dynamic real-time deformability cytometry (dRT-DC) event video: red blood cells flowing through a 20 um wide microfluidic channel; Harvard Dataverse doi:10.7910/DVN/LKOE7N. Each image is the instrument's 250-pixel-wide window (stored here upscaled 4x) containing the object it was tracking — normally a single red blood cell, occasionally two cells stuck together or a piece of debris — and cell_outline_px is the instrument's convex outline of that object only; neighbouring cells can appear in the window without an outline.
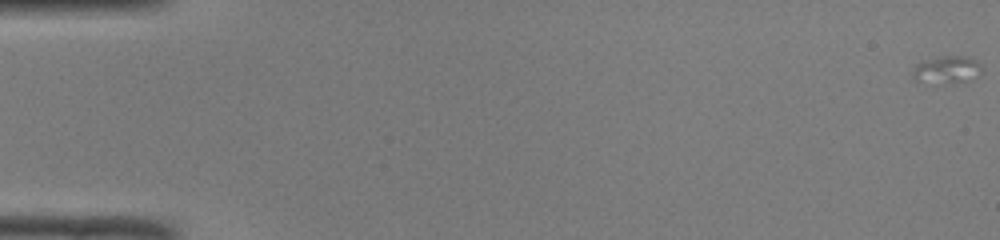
{"species": "common noctule bat (a hibernating species)", "species_latin": "Nyctalus noctula", "temperature_condition": "room temperature", "stored_images_in_passage": 8, "camera_frame_rate_fps": 3000, "um_per_image_px": 0.085, "animal": {"sex": "male", "body_mass_g": 19.0, "forearm_length_mm": 50.8}, "frame": {"image": 1, "passage_image": 1, "time_ms": 0.0, "image_size_px": [1000, 240], "cell_outline_px": [[980, 72], [964, 80], [944, 84], [916, 80], [912, 76], [912, 68], [916, 64], [924, 60], [944, 56], [964, 56], [976, 60], [980, 64]], "centroid_in_image_um": [80.4, 5.91], "position_along_channel_um": 4.6, "area_um2": 10.69}}